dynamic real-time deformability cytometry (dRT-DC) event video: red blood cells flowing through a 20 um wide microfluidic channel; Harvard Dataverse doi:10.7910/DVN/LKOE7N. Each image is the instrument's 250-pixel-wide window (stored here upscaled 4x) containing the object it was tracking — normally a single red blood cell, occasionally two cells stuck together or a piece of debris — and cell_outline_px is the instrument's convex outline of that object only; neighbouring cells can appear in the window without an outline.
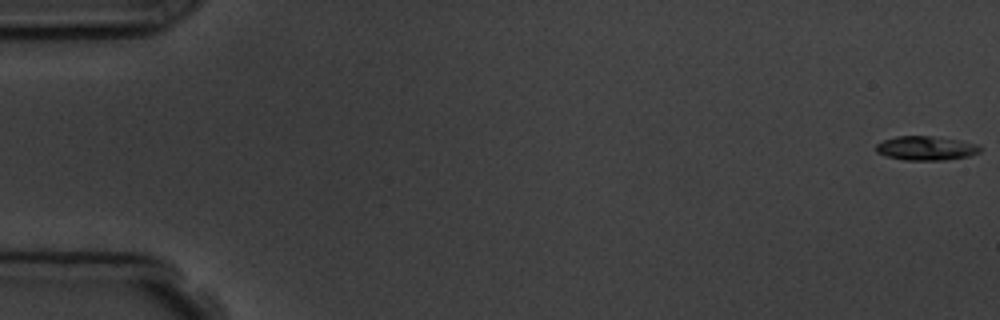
{"species": "common noctule bat (a hibernating species)", "species_latin": "Nyctalus noctula", "temperature_condition": "room temperature", "stored_images_in_passage": 5, "camera_frame_rate_fps": 3000, "um_per_image_px": 0.085, "animal": {"sex": "male", "body_mass_g": 19.5, "forearm_length_mm": 54.6}, "frame": {"image": 1, "passage_image": 1, "time_ms": 0.0, "image_size_px": [1000, 320], "cell_outline_px": [[980, 152], [968, 156], [944, 160], [904, 160], [888, 156], [876, 152], [876, 144], [884, 140], [896, 136], [932, 136], [956, 140], [976, 144], [980, 148]], "centroid_in_image_um": [78.68, 12.6], "position_along_channel_um": 6.3, "area_um2": 14.39}}